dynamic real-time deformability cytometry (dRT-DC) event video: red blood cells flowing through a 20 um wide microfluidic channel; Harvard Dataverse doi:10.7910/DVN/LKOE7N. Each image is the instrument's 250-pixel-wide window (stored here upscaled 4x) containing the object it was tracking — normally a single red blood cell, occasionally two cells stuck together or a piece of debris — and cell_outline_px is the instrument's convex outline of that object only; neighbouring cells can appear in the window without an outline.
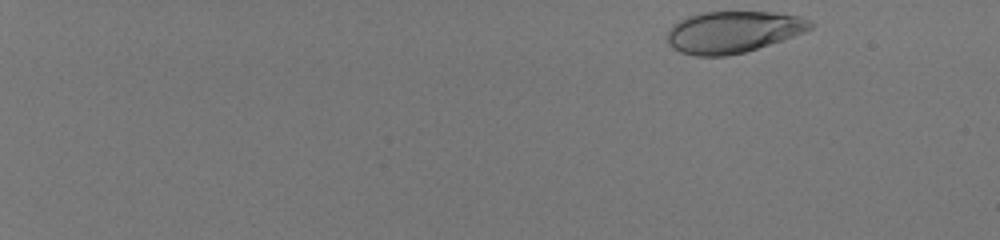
{"species": "human", "species_latin": "Homo sapiens", "temperature_condition": "room temperature", "stored_images_in_passage": 50, "camera_frame_rate_fps": 3000, "um_per_image_px": 0.085, "donor": {"sex": "male"}, "frame": {"image": 1, "passage_image": 1, "time_ms": 0.0, "image_size_px": [1000, 240], "cell_outline_px": [[816, 24], [812, 28], [804, 32], [744, 52], [724, 56], [696, 56], [680, 52], [672, 48], [668, 44], [668, 28], [672, 24], [688, 16], [700, 12], [772, 12], [800, 16], [812, 20]], "centroid_in_image_um": [62.29, 2.7], "position_along_channel_um": 22.7, "area_um2": 34.74}}
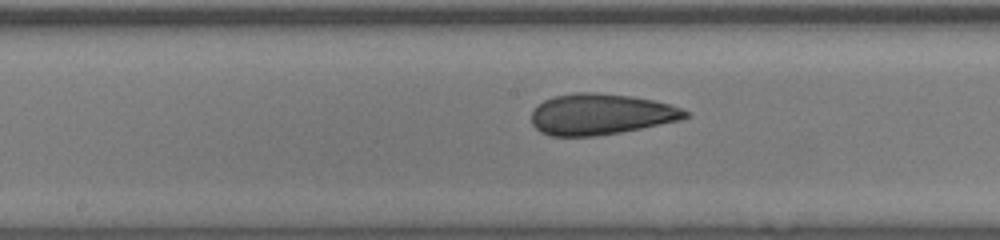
{"frame": {"image": 2, "passage_image": 29, "time_ms": 9.333, "image_size_px": [1000, 240], "cell_outline_px": [[692, 116], [680, 120], [620, 132], [596, 136], [552, 136], [540, 132], [532, 124], [532, 108], [544, 100], [552, 96], [576, 92], [592, 92], [632, 96], [652, 100], [668, 104], [680, 108], [688, 112]], "centroid_in_image_um": [51.03, 9.7], "position_along_channel_um": 197.2, "area_um2": 36.76}}
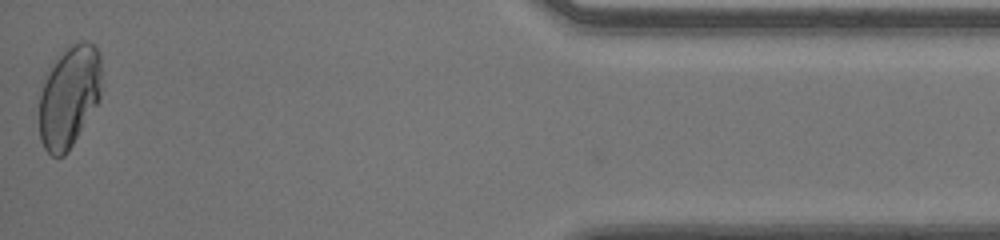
{"frame": {"image": 3, "passage_image": 50, "time_ms": 16.333, "image_size_px": [1000, 240], "cell_outline_px": [[100, 100], [68, 152], [64, 156], [52, 156], [44, 148], [40, 140], [40, 92], [44, 72], [72, 44], [80, 40], [88, 40], [100, 52]], "centroid_in_image_um": [5.87, 8.2], "position_along_channel_um": 429.3, "area_um2": 37.22}, "authors_computed_cell_mechanics": {"area_um2": 36.2406, "velocity_mm_per_s": 4.0556, "shape_relaxation_time_tau1_ms": 7.0248, "shape_relaxation_time_tau2_ms": 0.7591, "deformation_change_tau1": 0.1789, "deformation_change_tau2": 0.0481}}